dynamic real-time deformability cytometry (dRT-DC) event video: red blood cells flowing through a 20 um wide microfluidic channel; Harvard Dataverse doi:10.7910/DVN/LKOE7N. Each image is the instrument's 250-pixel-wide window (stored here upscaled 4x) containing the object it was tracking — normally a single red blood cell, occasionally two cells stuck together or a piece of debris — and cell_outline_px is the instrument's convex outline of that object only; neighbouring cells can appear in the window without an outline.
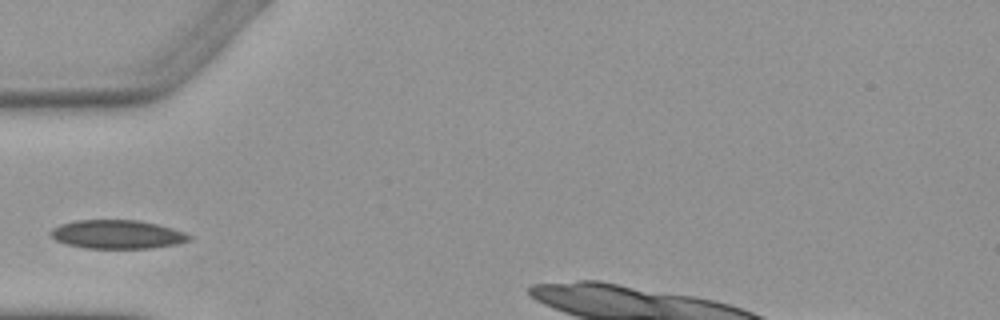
{"species": "Egyptian fruit bat (a non-hibernating species)", "species_latin": "Rousettus aegyptiacus", "temperature_condition": "warm", "stored_images_in_passage": 1, "camera_frame_rate_fps": 3000, "um_per_image_px": 0.085, "animal": {"sex": "female"}, "frame": {"image": 1, "passage_image": 1, "time_ms": 0.0, "image_size_px": [1000, 320], "cell_outline_px": [[192, 240], [176, 244], [152, 248], [84, 248], [68, 244], [56, 240], [48, 232], [52, 228], [60, 224], [76, 220], [140, 220], [172, 228], [184, 232], [192, 236]], "centroid_in_image_um": [9.97, 19.92], "position_along_channel_um": 75.0, "area_um2": 23.18}}